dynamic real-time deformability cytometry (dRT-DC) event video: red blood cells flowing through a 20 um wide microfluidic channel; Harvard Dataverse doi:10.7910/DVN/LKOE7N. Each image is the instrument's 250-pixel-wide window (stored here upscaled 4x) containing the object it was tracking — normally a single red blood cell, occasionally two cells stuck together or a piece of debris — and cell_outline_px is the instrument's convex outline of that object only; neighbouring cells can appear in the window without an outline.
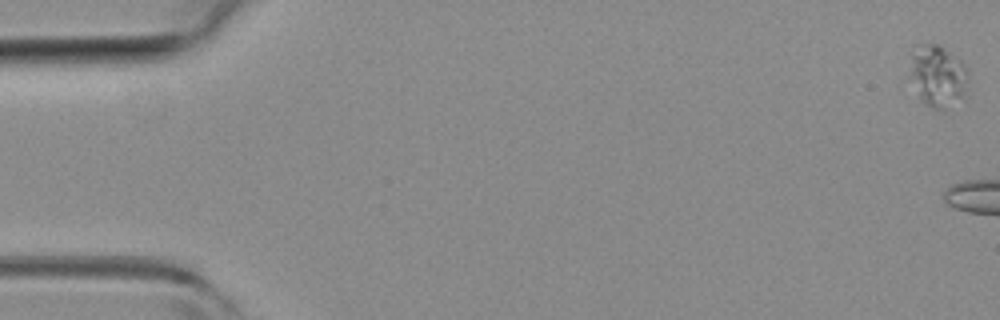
{"species": "common noctule bat (a hibernating species)", "species_latin": "Nyctalus noctula", "temperature_condition": "room temperature", "stored_images_in_passage": 12, "camera_frame_rate_fps": 3000, "um_per_image_px": 0.085, "animal": {"sex": "female", "body_mass_g": 19.3, "forearm_length_mm": 54.1}, "frame": {"image": 1, "passage_image": 1, "time_ms": 0.0, "image_size_px": [1000, 320], "cell_outline_px": [[968, 96], [964, 100], [944, 112], [940, 112], [932, 108], [920, 96], [908, 76], [912, 56], [924, 44], [940, 44], [960, 60], [968, 68]], "centroid_in_image_um": [79.81, 6.55], "position_along_channel_um": 5.2, "area_um2": 21.5}}